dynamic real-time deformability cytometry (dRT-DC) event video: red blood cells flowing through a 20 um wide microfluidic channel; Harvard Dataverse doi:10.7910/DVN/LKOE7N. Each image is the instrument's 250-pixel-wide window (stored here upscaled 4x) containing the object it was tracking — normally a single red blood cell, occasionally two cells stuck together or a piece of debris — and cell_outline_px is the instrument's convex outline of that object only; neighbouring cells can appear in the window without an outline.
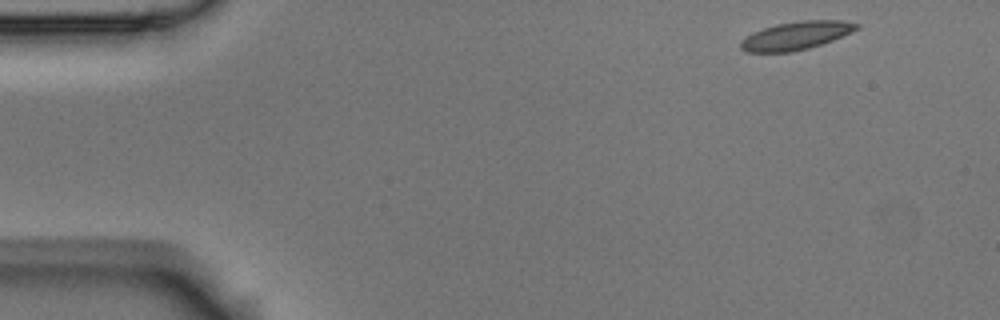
{"species": "Egyptian fruit bat (a non-hibernating species)", "species_latin": "Rousettus aegyptiacus", "temperature_condition": "room temperature", "stored_images_in_passage": 53, "camera_frame_rate_fps": 3000, "um_per_image_px": 0.085, "animal": {"sex": "male"}, "frame": {"image": 1, "passage_image": 1, "time_ms": 0.0, "image_size_px": [1000, 320], "cell_outline_px": [[860, 28], [852, 32], [832, 40], [808, 48], [792, 52], [744, 52], [740, 48], [740, 40], [752, 32], [776, 24], [804, 20], [844, 20], [860, 24]], "centroid_in_image_um": [67.66, 3.02], "position_along_channel_um": 17.3, "area_um2": 19.07}}
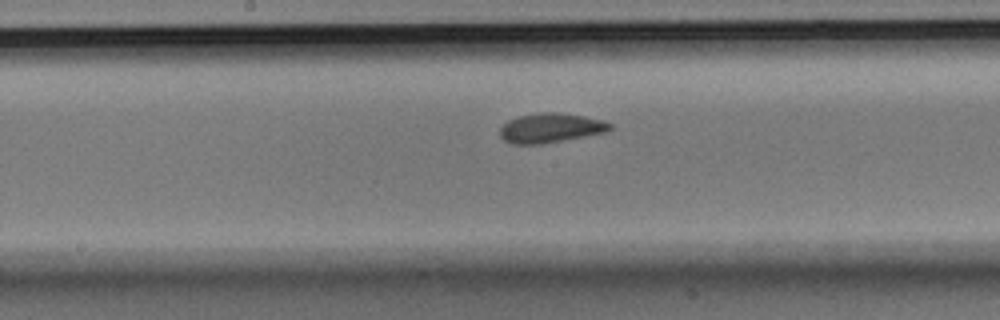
{"frame": {"image": 2, "passage_image": 25, "time_ms": 8.0, "image_size_px": [1000, 320], "cell_outline_px": [[612, 128], [608, 132], [540, 144], [512, 144], [504, 140], [500, 136], [500, 128], [508, 120], [520, 116], [540, 112], [560, 112], [584, 116], [604, 120], [612, 124]], "centroid_in_image_um": [46.82, 10.87], "position_along_channel_um": 201.4, "area_um2": 18.96}}
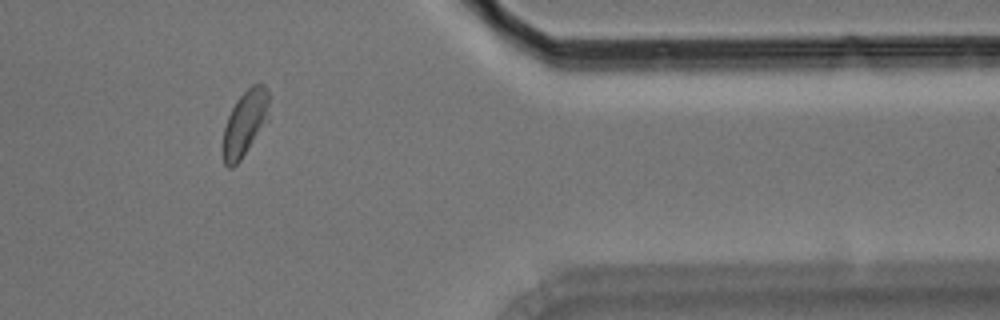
{"frame": {"image": 3, "passage_image": 43, "time_ms": 14.0, "image_size_px": [1000, 320], "cell_outline_px": [[272, 96], [268, 120], [240, 160], [232, 168], [228, 168], [224, 164], [224, 128], [228, 116], [236, 100], [252, 84], [264, 84], [268, 88]], "centroid_in_image_um": [20.89, 10.4], "position_along_channel_um": 390.5, "area_um2": 17.74}, "authors_computed_cell_mechanics": {"area_um2": 18.4382, "velocity_mm_per_s": 3.4999, "shape_relaxation_time_tau1_ms": 3.5461, "shape_relaxation_time_tau2_ms": 1.3978, "deformation_change_tau1": 0.1194, "deformation_change_tau2": 0.0299}}